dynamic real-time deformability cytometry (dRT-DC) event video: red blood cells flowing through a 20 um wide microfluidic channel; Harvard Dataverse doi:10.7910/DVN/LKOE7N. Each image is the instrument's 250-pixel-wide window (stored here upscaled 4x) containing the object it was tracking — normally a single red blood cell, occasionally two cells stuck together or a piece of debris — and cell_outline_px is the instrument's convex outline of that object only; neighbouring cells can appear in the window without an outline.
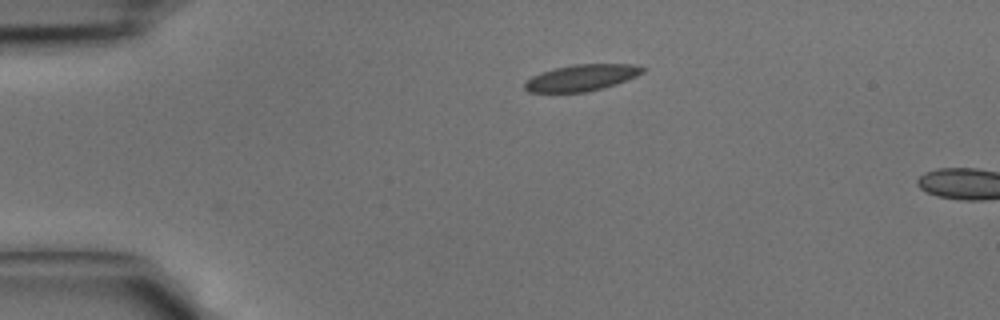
{"species": "common noctule bat (a hibernating species)", "species_latin": "Nyctalus noctula", "temperature_condition": "cold", "stored_images_in_passage": 2, "camera_frame_rate_fps": 3000, "um_per_image_px": 0.085, "animal": {"sex": "male", "body_mass_g": 15.6}, "frame": {"image": 1, "passage_image": 2, "time_ms": 0.333, "image_size_px": [1000, 320], "cell_outline_px": [[648, 68], [644, 72], [636, 76], [616, 84], [604, 88], [584, 92], [528, 92], [524, 88], [524, 84], [532, 76], [540, 72], [572, 64], [636, 64]], "centroid_in_image_um": [49.47, 6.6], "position_along_channel_um": 35.5, "area_um2": 18.21}}